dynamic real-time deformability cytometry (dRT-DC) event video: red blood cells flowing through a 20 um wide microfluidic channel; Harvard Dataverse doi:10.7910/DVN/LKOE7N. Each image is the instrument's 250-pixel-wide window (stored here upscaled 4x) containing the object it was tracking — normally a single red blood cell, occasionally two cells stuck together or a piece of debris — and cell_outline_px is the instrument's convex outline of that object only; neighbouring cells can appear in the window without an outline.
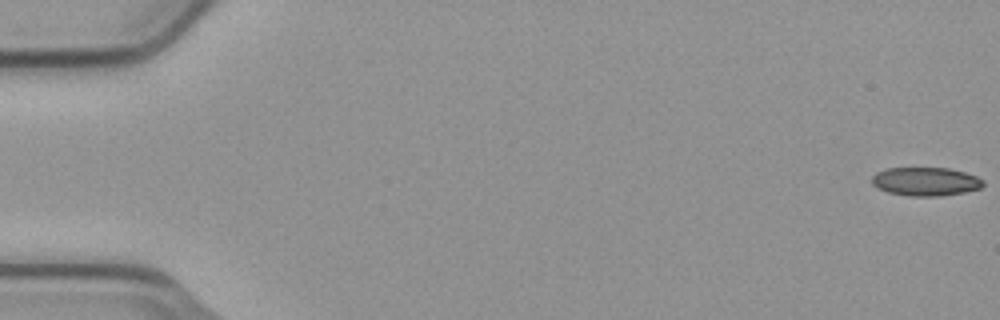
{"species": "common noctule bat (a hibernating species)", "species_latin": "Nyctalus noctula", "temperature_condition": "cold", "stored_images_in_passage": 55, "camera_frame_rate_fps": 3000, "um_per_image_px": 0.085, "animal": {"sex": "male", "body_mass_g": 23.1, "forearm_length_mm": 52.7}, "frame": {"image": 1, "passage_image": 1, "time_ms": 0.0, "image_size_px": [1000, 320], "cell_outline_px": [[984, 184], [980, 188], [964, 192], [940, 196], [908, 196], [888, 192], [876, 188], [872, 184], [872, 176], [876, 172], [884, 168], [948, 168], [964, 172], [976, 176], [984, 180]], "centroid_in_image_um": [78.65, 15.43], "position_along_channel_um": 6.4, "area_um2": 18.61}}
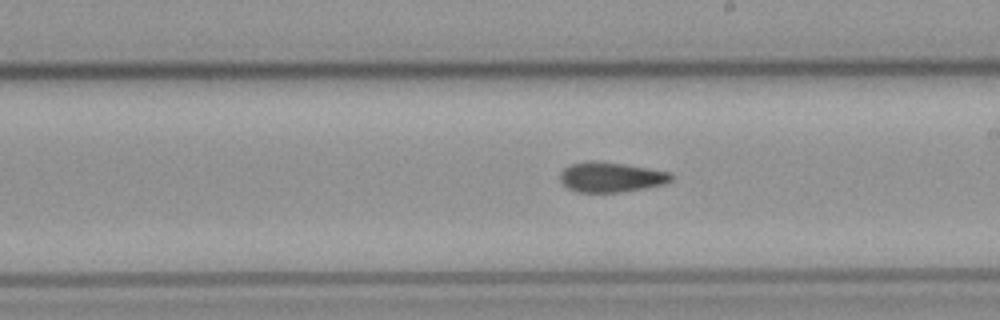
{"frame": {"image": 2, "passage_image": 32, "time_ms": 10.333, "image_size_px": [1000, 320], "cell_outline_px": [[672, 180], [664, 184], [644, 188], [620, 192], [576, 192], [568, 188], [560, 180], [560, 172], [564, 168], [572, 164], [588, 160], [596, 160], [624, 164], [672, 172]], "centroid_in_image_um": [51.93, 15.05], "position_along_channel_um": 237.1, "area_um2": 19.48}}
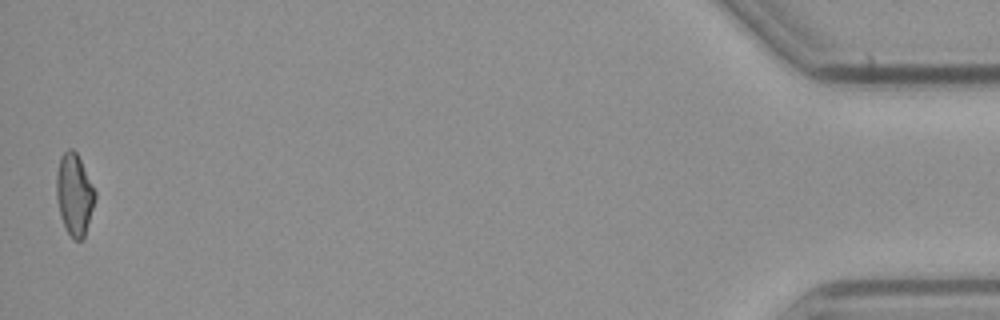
{"frame": {"image": 3, "passage_image": 55, "time_ms": 18.0, "image_size_px": [1000, 320], "cell_outline_px": [[96, 200], [84, 236], [80, 240], [72, 240], [60, 216], [56, 200], [56, 172], [60, 156], [68, 148], [72, 148], [76, 152], [96, 192]], "centroid_in_image_um": [6.31, 16.52], "position_along_channel_um": 428.9, "area_um2": 18.44}, "authors_computed_cell_mechanics": {"area_um2": 19.2474, "velocity_mm_per_s": 3.7706, "shape_relaxation_time_tau1_ms": null, "shape_relaxation_time_tau2_ms": 7.2617, "deformation_change_tau1": null, "deformation_change_tau2": 0.1419}}